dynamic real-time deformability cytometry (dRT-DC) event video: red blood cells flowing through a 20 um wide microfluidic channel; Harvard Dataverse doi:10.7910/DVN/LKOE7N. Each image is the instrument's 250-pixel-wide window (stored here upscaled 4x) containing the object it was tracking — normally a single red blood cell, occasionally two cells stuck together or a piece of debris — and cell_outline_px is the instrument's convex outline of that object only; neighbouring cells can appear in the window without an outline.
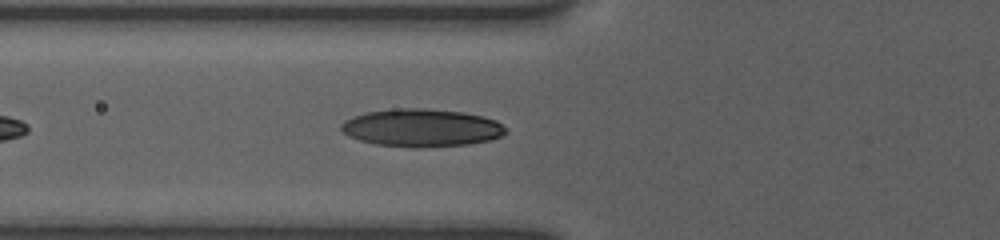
{"species": "human", "species_latin": "Homo sapiens", "temperature_condition": "room temperature", "stored_images_in_passage": 39, "camera_frame_rate_fps": 3000, "um_per_image_px": 0.085, "donor": {"sex": "female"}, "frame": {"image": 1, "passage_image": 6, "time_ms": 1.667, "image_size_px": [1000, 240], "cell_outline_px": [[508, 132], [504, 136], [492, 140], [468, 144], [420, 148], [412, 148], [376, 144], [360, 140], [348, 136], [340, 128], [340, 124], [344, 120], [352, 116], [364, 112], [396, 108], [428, 108], [464, 112], [484, 116], [496, 120], [508, 128]], "centroid_in_image_um": [35.87, 10.86], "position_along_channel_um": 89.9, "area_um2": 36.93}}
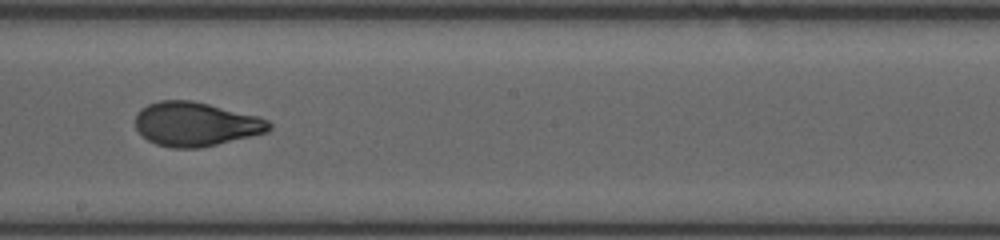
{"frame": {"image": 2, "passage_image": 17, "time_ms": 5.333, "image_size_px": [1000, 240], "cell_outline_px": [[272, 128], [268, 132], [252, 136], [200, 148], [172, 148], [156, 144], [140, 136], [136, 128], [136, 116], [140, 108], [148, 104], [160, 100], [192, 100], [260, 116], [268, 120], [272, 124]], "centroid_in_image_um": [16.64, 10.55], "position_along_channel_um": 231.6, "area_um2": 34.68}}
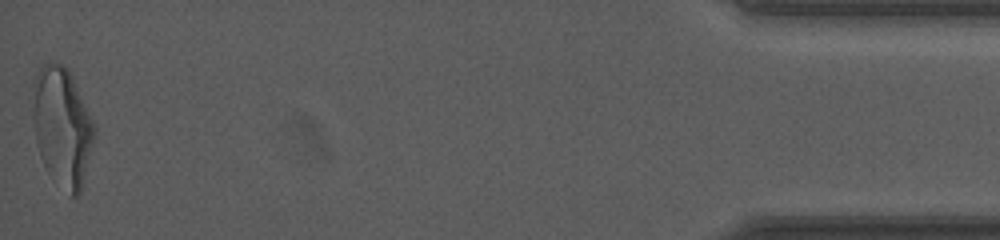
{"frame": {"image": 3, "passage_image": 39, "time_ms": 12.667, "image_size_px": [1000, 240], "cell_outline_px": [[96, 136], [80, 192], [76, 196], [72, 196], [48, 172], [40, 156], [36, 140], [32, 116], [32, 80], [40, 68], [48, 60], [52, 60], [64, 64], [68, 68], [72, 76], [96, 128]], "centroid_in_image_um": [5.27, 10.69], "position_along_channel_um": 429.9, "area_um2": 42.83}, "authors_computed_cell_mechanics": {"area_um2": 34.5066, "velocity_mm_per_s": 3.8358, "shape_relaxation_time_tau1_ms": 6.3056, "shape_relaxation_time_tau2_ms": 0.8655, "deformation_change_tau1": 0.2186, "deformation_change_tau2": 0.0637}}